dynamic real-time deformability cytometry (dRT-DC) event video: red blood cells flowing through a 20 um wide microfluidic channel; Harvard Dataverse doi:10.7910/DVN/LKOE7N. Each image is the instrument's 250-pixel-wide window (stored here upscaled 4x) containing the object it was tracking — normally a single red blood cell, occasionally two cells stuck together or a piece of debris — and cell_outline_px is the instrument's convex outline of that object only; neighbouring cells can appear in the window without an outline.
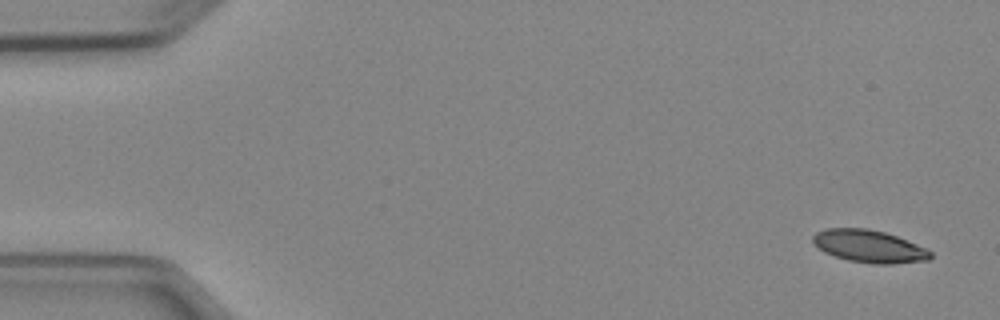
{"species": "Egyptian fruit bat (a non-hibernating species)", "species_latin": "Rousettus aegyptiacus", "temperature_condition": "cold", "stored_images_in_passage": 6, "camera_frame_rate_fps": 3000, "um_per_image_px": 0.085, "animal": {"sex": "female"}, "frame": {"image": 1, "passage_image": 1, "time_ms": 0.0, "image_size_px": [1000, 320], "cell_outline_px": [[932, 256], [928, 260], [892, 264], [872, 264], [848, 260], [824, 252], [812, 244], [812, 236], [816, 232], [824, 228], [868, 228], [884, 232], [896, 236], [928, 248], [932, 252]], "centroid_in_image_um": [73.86, 20.93], "position_along_channel_um": 11.1, "area_um2": 22.48}}
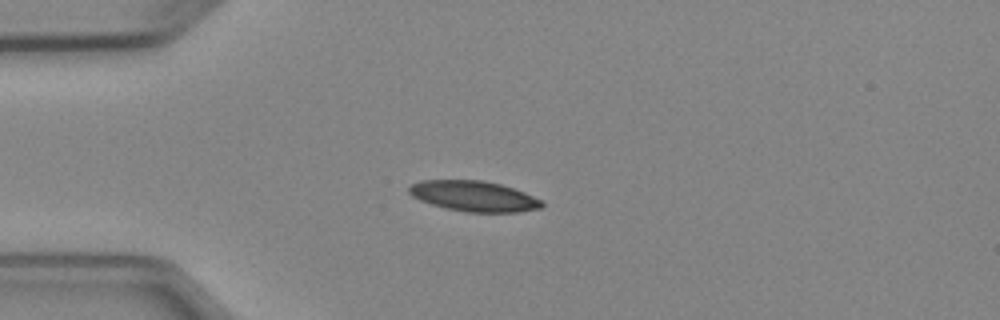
{"frame": {"image": 2, "passage_image": 4, "time_ms": 3.667, "image_size_px": [1000, 320], "cell_outline_px": [[544, 204], [540, 208], [520, 212], [468, 212], [448, 208], [432, 204], [420, 200], [412, 196], [408, 192], [408, 188], [412, 184], [420, 180], [484, 180], [500, 184], [524, 192], [544, 200]], "centroid_in_image_um": [40.3, 16.67], "position_along_channel_um": 44.7, "area_um2": 23.58}}